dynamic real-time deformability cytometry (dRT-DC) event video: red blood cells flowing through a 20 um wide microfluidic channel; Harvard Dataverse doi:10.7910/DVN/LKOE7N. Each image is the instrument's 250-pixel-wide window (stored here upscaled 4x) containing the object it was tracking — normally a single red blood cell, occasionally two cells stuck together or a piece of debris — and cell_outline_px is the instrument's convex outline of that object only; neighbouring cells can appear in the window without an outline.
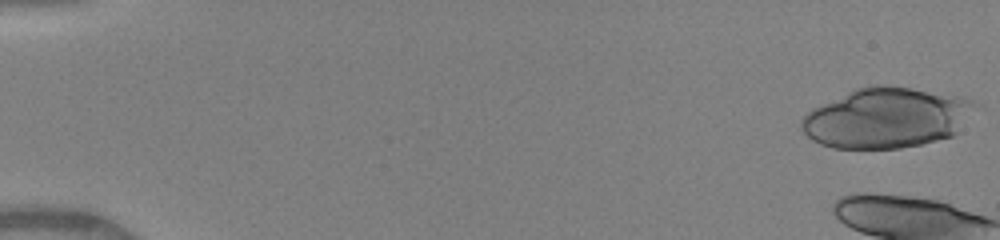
{"species": "human", "species_latin": "Homo sapiens", "temperature_condition": "warm", "stored_images_in_passage": 8, "camera_frame_rate_fps": 3000, "um_per_image_px": 0.085, "donor": {"sex": "female"}, "frame": {"image": 1, "passage_image": 1, "time_ms": 0.0, "image_size_px": [1000, 240], "cell_outline_px": [[984, 104], [952, 136], [920, 144], [900, 148], [832, 148], [820, 144], [812, 140], [800, 128], [800, 120], [812, 108], [856, 88], [872, 84], [876, 84], [912, 88], [956, 96], [976, 100]], "centroid_in_image_um": [75.39, 10.01], "position_along_channel_um": 9.6, "area_um2": 61.33}}